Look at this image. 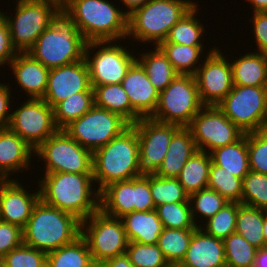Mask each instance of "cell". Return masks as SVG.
Segmentation results:
<instances>
[{
  "label": "cell",
  "instance_id": "cell-1",
  "mask_svg": "<svg viewBox=\"0 0 267 267\" xmlns=\"http://www.w3.org/2000/svg\"><path fill=\"white\" fill-rule=\"evenodd\" d=\"M43 176L38 187L45 204L73 214L81 221L100 210V191L96 190L92 173H44Z\"/></svg>",
  "mask_w": 267,
  "mask_h": 267
},
{
  "label": "cell",
  "instance_id": "cell-2",
  "mask_svg": "<svg viewBox=\"0 0 267 267\" xmlns=\"http://www.w3.org/2000/svg\"><path fill=\"white\" fill-rule=\"evenodd\" d=\"M86 44L73 18L60 8L27 53L52 69L83 60Z\"/></svg>",
  "mask_w": 267,
  "mask_h": 267
},
{
  "label": "cell",
  "instance_id": "cell-3",
  "mask_svg": "<svg viewBox=\"0 0 267 267\" xmlns=\"http://www.w3.org/2000/svg\"><path fill=\"white\" fill-rule=\"evenodd\" d=\"M92 174L98 191L110 183L143 175L139 164V139L133 124L92 152Z\"/></svg>",
  "mask_w": 267,
  "mask_h": 267
},
{
  "label": "cell",
  "instance_id": "cell-4",
  "mask_svg": "<svg viewBox=\"0 0 267 267\" xmlns=\"http://www.w3.org/2000/svg\"><path fill=\"white\" fill-rule=\"evenodd\" d=\"M81 236V220L75 215L45 204L41 199L23 228V243L46 253Z\"/></svg>",
  "mask_w": 267,
  "mask_h": 267
},
{
  "label": "cell",
  "instance_id": "cell-5",
  "mask_svg": "<svg viewBox=\"0 0 267 267\" xmlns=\"http://www.w3.org/2000/svg\"><path fill=\"white\" fill-rule=\"evenodd\" d=\"M73 18L87 42L124 41L128 15L108 0H70L63 8Z\"/></svg>",
  "mask_w": 267,
  "mask_h": 267
},
{
  "label": "cell",
  "instance_id": "cell-6",
  "mask_svg": "<svg viewBox=\"0 0 267 267\" xmlns=\"http://www.w3.org/2000/svg\"><path fill=\"white\" fill-rule=\"evenodd\" d=\"M192 0H150L128 16L127 39L158 46L195 4Z\"/></svg>",
  "mask_w": 267,
  "mask_h": 267
},
{
  "label": "cell",
  "instance_id": "cell-7",
  "mask_svg": "<svg viewBox=\"0 0 267 267\" xmlns=\"http://www.w3.org/2000/svg\"><path fill=\"white\" fill-rule=\"evenodd\" d=\"M204 107L194 75L177 77L159 93V101L152 119L188 127L193 117Z\"/></svg>",
  "mask_w": 267,
  "mask_h": 267
},
{
  "label": "cell",
  "instance_id": "cell-8",
  "mask_svg": "<svg viewBox=\"0 0 267 267\" xmlns=\"http://www.w3.org/2000/svg\"><path fill=\"white\" fill-rule=\"evenodd\" d=\"M14 16L2 12L8 22L11 42L17 52H27L46 30L60 9L45 0H16Z\"/></svg>",
  "mask_w": 267,
  "mask_h": 267
},
{
  "label": "cell",
  "instance_id": "cell-9",
  "mask_svg": "<svg viewBox=\"0 0 267 267\" xmlns=\"http://www.w3.org/2000/svg\"><path fill=\"white\" fill-rule=\"evenodd\" d=\"M128 47L122 46L118 41L87 42L84 58L89 68L92 88L123 81L128 69L136 61L134 51L129 52Z\"/></svg>",
  "mask_w": 267,
  "mask_h": 267
},
{
  "label": "cell",
  "instance_id": "cell-10",
  "mask_svg": "<svg viewBox=\"0 0 267 267\" xmlns=\"http://www.w3.org/2000/svg\"><path fill=\"white\" fill-rule=\"evenodd\" d=\"M81 236L88 244L95 265L126 254L129 243L121 219L101 210L81 221Z\"/></svg>",
  "mask_w": 267,
  "mask_h": 267
},
{
  "label": "cell",
  "instance_id": "cell-11",
  "mask_svg": "<svg viewBox=\"0 0 267 267\" xmlns=\"http://www.w3.org/2000/svg\"><path fill=\"white\" fill-rule=\"evenodd\" d=\"M217 107L244 133L264 130L267 86L233 85Z\"/></svg>",
  "mask_w": 267,
  "mask_h": 267
},
{
  "label": "cell",
  "instance_id": "cell-12",
  "mask_svg": "<svg viewBox=\"0 0 267 267\" xmlns=\"http://www.w3.org/2000/svg\"><path fill=\"white\" fill-rule=\"evenodd\" d=\"M45 163L44 173H92V151L82 147L64 130H58L35 151Z\"/></svg>",
  "mask_w": 267,
  "mask_h": 267
},
{
  "label": "cell",
  "instance_id": "cell-13",
  "mask_svg": "<svg viewBox=\"0 0 267 267\" xmlns=\"http://www.w3.org/2000/svg\"><path fill=\"white\" fill-rule=\"evenodd\" d=\"M130 125L121 115L93 106L63 130L82 147L93 152L120 135Z\"/></svg>",
  "mask_w": 267,
  "mask_h": 267
},
{
  "label": "cell",
  "instance_id": "cell-14",
  "mask_svg": "<svg viewBox=\"0 0 267 267\" xmlns=\"http://www.w3.org/2000/svg\"><path fill=\"white\" fill-rule=\"evenodd\" d=\"M11 112L8 128L36 150L59 129L54 121V108L43 99L26 98Z\"/></svg>",
  "mask_w": 267,
  "mask_h": 267
},
{
  "label": "cell",
  "instance_id": "cell-15",
  "mask_svg": "<svg viewBox=\"0 0 267 267\" xmlns=\"http://www.w3.org/2000/svg\"><path fill=\"white\" fill-rule=\"evenodd\" d=\"M198 150H212L238 141L245 133L217 106H204L187 127Z\"/></svg>",
  "mask_w": 267,
  "mask_h": 267
},
{
  "label": "cell",
  "instance_id": "cell-16",
  "mask_svg": "<svg viewBox=\"0 0 267 267\" xmlns=\"http://www.w3.org/2000/svg\"><path fill=\"white\" fill-rule=\"evenodd\" d=\"M208 50L194 76L202 104L217 106L233 88L232 67L219 47Z\"/></svg>",
  "mask_w": 267,
  "mask_h": 267
},
{
  "label": "cell",
  "instance_id": "cell-17",
  "mask_svg": "<svg viewBox=\"0 0 267 267\" xmlns=\"http://www.w3.org/2000/svg\"><path fill=\"white\" fill-rule=\"evenodd\" d=\"M139 139V164L143 174L155 173L163 163L172 136L181 128L151 117L133 124Z\"/></svg>",
  "mask_w": 267,
  "mask_h": 267
},
{
  "label": "cell",
  "instance_id": "cell-18",
  "mask_svg": "<svg viewBox=\"0 0 267 267\" xmlns=\"http://www.w3.org/2000/svg\"><path fill=\"white\" fill-rule=\"evenodd\" d=\"M80 92H93L85 58L66 66L50 69L47 90L42 99L54 108L67 97Z\"/></svg>",
  "mask_w": 267,
  "mask_h": 267
},
{
  "label": "cell",
  "instance_id": "cell-19",
  "mask_svg": "<svg viewBox=\"0 0 267 267\" xmlns=\"http://www.w3.org/2000/svg\"><path fill=\"white\" fill-rule=\"evenodd\" d=\"M36 189L38 191L31 190L29 193L30 190L28 191L16 178L0 180L1 220L23 229L40 200V190L38 187Z\"/></svg>",
  "mask_w": 267,
  "mask_h": 267
},
{
  "label": "cell",
  "instance_id": "cell-20",
  "mask_svg": "<svg viewBox=\"0 0 267 267\" xmlns=\"http://www.w3.org/2000/svg\"><path fill=\"white\" fill-rule=\"evenodd\" d=\"M121 85L128 95L131 107L142 118L151 117L158 105L159 92L137 61L128 69Z\"/></svg>",
  "mask_w": 267,
  "mask_h": 267
},
{
  "label": "cell",
  "instance_id": "cell-21",
  "mask_svg": "<svg viewBox=\"0 0 267 267\" xmlns=\"http://www.w3.org/2000/svg\"><path fill=\"white\" fill-rule=\"evenodd\" d=\"M34 151L8 127H0V180L11 179L13 173L15 175L24 170L27 172L28 168L32 167L30 162L32 156L35 157Z\"/></svg>",
  "mask_w": 267,
  "mask_h": 267
},
{
  "label": "cell",
  "instance_id": "cell-22",
  "mask_svg": "<svg viewBox=\"0 0 267 267\" xmlns=\"http://www.w3.org/2000/svg\"><path fill=\"white\" fill-rule=\"evenodd\" d=\"M19 88L29 98L42 99L47 90L49 70L27 52H18L9 63Z\"/></svg>",
  "mask_w": 267,
  "mask_h": 267
},
{
  "label": "cell",
  "instance_id": "cell-23",
  "mask_svg": "<svg viewBox=\"0 0 267 267\" xmlns=\"http://www.w3.org/2000/svg\"><path fill=\"white\" fill-rule=\"evenodd\" d=\"M181 262L190 267H224L226 261L223 240L210 236L197 227Z\"/></svg>",
  "mask_w": 267,
  "mask_h": 267
},
{
  "label": "cell",
  "instance_id": "cell-24",
  "mask_svg": "<svg viewBox=\"0 0 267 267\" xmlns=\"http://www.w3.org/2000/svg\"><path fill=\"white\" fill-rule=\"evenodd\" d=\"M197 150L190 130L187 127H181L172 136L163 163L155 174L161 177L176 178L185 163Z\"/></svg>",
  "mask_w": 267,
  "mask_h": 267
},
{
  "label": "cell",
  "instance_id": "cell-25",
  "mask_svg": "<svg viewBox=\"0 0 267 267\" xmlns=\"http://www.w3.org/2000/svg\"><path fill=\"white\" fill-rule=\"evenodd\" d=\"M121 221L129 242L157 244L163 224L156 210L133 211L122 216Z\"/></svg>",
  "mask_w": 267,
  "mask_h": 267
},
{
  "label": "cell",
  "instance_id": "cell-26",
  "mask_svg": "<svg viewBox=\"0 0 267 267\" xmlns=\"http://www.w3.org/2000/svg\"><path fill=\"white\" fill-rule=\"evenodd\" d=\"M100 210L121 218L134 211V178L108 184L100 191Z\"/></svg>",
  "mask_w": 267,
  "mask_h": 267
},
{
  "label": "cell",
  "instance_id": "cell-27",
  "mask_svg": "<svg viewBox=\"0 0 267 267\" xmlns=\"http://www.w3.org/2000/svg\"><path fill=\"white\" fill-rule=\"evenodd\" d=\"M231 59L233 85L267 86V55L249 52Z\"/></svg>",
  "mask_w": 267,
  "mask_h": 267
},
{
  "label": "cell",
  "instance_id": "cell-28",
  "mask_svg": "<svg viewBox=\"0 0 267 267\" xmlns=\"http://www.w3.org/2000/svg\"><path fill=\"white\" fill-rule=\"evenodd\" d=\"M94 106L117 113L130 124L142 117L131 107L128 95L121 83L93 87Z\"/></svg>",
  "mask_w": 267,
  "mask_h": 267
},
{
  "label": "cell",
  "instance_id": "cell-29",
  "mask_svg": "<svg viewBox=\"0 0 267 267\" xmlns=\"http://www.w3.org/2000/svg\"><path fill=\"white\" fill-rule=\"evenodd\" d=\"M209 154L214 164L241 179L251 171L248 159L247 133L238 141L216 148Z\"/></svg>",
  "mask_w": 267,
  "mask_h": 267
},
{
  "label": "cell",
  "instance_id": "cell-30",
  "mask_svg": "<svg viewBox=\"0 0 267 267\" xmlns=\"http://www.w3.org/2000/svg\"><path fill=\"white\" fill-rule=\"evenodd\" d=\"M151 51L137 53L141 57H136V61L145 70L151 84L160 93L163 91L178 75L173 65L168 60L162 50L155 46Z\"/></svg>",
  "mask_w": 267,
  "mask_h": 267
},
{
  "label": "cell",
  "instance_id": "cell-31",
  "mask_svg": "<svg viewBox=\"0 0 267 267\" xmlns=\"http://www.w3.org/2000/svg\"><path fill=\"white\" fill-rule=\"evenodd\" d=\"M211 163L210 154L200 150H197L185 163L176 178L189 196L207 188Z\"/></svg>",
  "mask_w": 267,
  "mask_h": 267
},
{
  "label": "cell",
  "instance_id": "cell-32",
  "mask_svg": "<svg viewBox=\"0 0 267 267\" xmlns=\"http://www.w3.org/2000/svg\"><path fill=\"white\" fill-rule=\"evenodd\" d=\"M86 240L79 236L70 244L47 253L46 267H94Z\"/></svg>",
  "mask_w": 267,
  "mask_h": 267
},
{
  "label": "cell",
  "instance_id": "cell-33",
  "mask_svg": "<svg viewBox=\"0 0 267 267\" xmlns=\"http://www.w3.org/2000/svg\"><path fill=\"white\" fill-rule=\"evenodd\" d=\"M199 5L196 3L183 17L171 28L168 37L161 43H176L189 46H204L205 27L201 18L198 19ZM203 39V40H202Z\"/></svg>",
  "mask_w": 267,
  "mask_h": 267
},
{
  "label": "cell",
  "instance_id": "cell-34",
  "mask_svg": "<svg viewBox=\"0 0 267 267\" xmlns=\"http://www.w3.org/2000/svg\"><path fill=\"white\" fill-rule=\"evenodd\" d=\"M265 210L238 203L235 233L245 238L253 247H265L263 220Z\"/></svg>",
  "mask_w": 267,
  "mask_h": 267
},
{
  "label": "cell",
  "instance_id": "cell-35",
  "mask_svg": "<svg viewBox=\"0 0 267 267\" xmlns=\"http://www.w3.org/2000/svg\"><path fill=\"white\" fill-rule=\"evenodd\" d=\"M158 47L166 55L178 74L195 75L202 64L203 60L201 58L204 57V46L160 43ZM199 60H201V63Z\"/></svg>",
  "mask_w": 267,
  "mask_h": 267
},
{
  "label": "cell",
  "instance_id": "cell-36",
  "mask_svg": "<svg viewBox=\"0 0 267 267\" xmlns=\"http://www.w3.org/2000/svg\"><path fill=\"white\" fill-rule=\"evenodd\" d=\"M94 106L93 92L75 93L54 107V121L59 130L83 116Z\"/></svg>",
  "mask_w": 267,
  "mask_h": 267
},
{
  "label": "cell",
  "instance_id": "cell-37",
  "mask_svg": "<svg viewBox=\"0 0 267 267\" xmlns=\"http://www.w3.org/2000/svg\"><path fill=\"white\" fill-rule=\"evenodd\" d=\"M194 230L163 228L157 245L168 263L181 262L183 260Z\"/></svg>",
  "mask_w": 267,
  "mask_h": 267
},
{
  "label": "cell",
  "instance_id": "cell-38",
  "mask_svg": "<svg viewBox=\"0 0 267 267\" xmlns=\"http://www.w3.org/2000/svg\"><path fill=\"white\" fill-rule=\"evenodd\" d=\"M207 188L217 191L229 202L241 203L243 179L234 176L226 169L214 164L210 165Z\"/></svg>",
  "mask_w": 267,
  "mask_h": 267
},
{
  "label": "cell",
  "instance_id": "cell-39",
  "mask_svg": "<svg viewBox=\"0 0 267 267\" xmlns=\"http://www.w3.org/2000/svg\"><path fill=\"white\" fill-rule=\"evenodd\" d=\"M150 191L155 208L166 203L189 202V195L177 178L150 173Z\"/></svg>",
  "mask_w": 267,
  "mask_h": 267
},
{
  "label": "cell",
  "instance_id": "cell-40",
  "mask_svg": "<svg viewBox=\"0 0 267 267\" xmlns=\"http://www.w3.org/2000/svg\"><path fill=\"white\" fill-rule=\"evenodd\" d=\"M228 202L229 201H227L217 191L210 188L201 189L198 192L192 193L189 196V203L191 207L192 218L196 226L199 227L201 220L204 219L207 221L213 217ZM197 216L198 218H196ZM199 218L201 220H199ZM196 219H198V221Z\"/></svg>",
  "mask_w": 267,
  "mask_h": 267
},
{
  "label": "cell",
  "instance_id": "cell-41",
  "mask_svg": "<svg viewBox=\"0 0 267 267\" xmlns=\"http://www.w3.org/2000/svg\"><path fill=\"white\" fill-rule=\"evenodd\" d=\"M225 261L229 267H253L257 250L245 238L232 233L223 239Z\"/></svg>",
  "mask_w": 267,
  "mask_h": 267
},
{
  "label": "cell",
  "instance_id": "cell-42",
  "mask_svg": "<svg viewBox=\"0 0 267 267\" xmlns=\"http://www.w3.org/2000/svg\"><path fill=\"white\" fill-rule=\"evenodd\" d=\"M237 213L238 202H228L213 217L205 221V224L203 222L199 227L206 234L223 240L230 234L235 233Z\"/></svg>",
  "mask_w": 267,
  "mask_h": 267
},
{
  "label": "cell",
  "instance_id": "cell-43",
  "mask_svg": "<svg viewBox=\"0 0 267 267\" xmlns=\"http://www.w3.org/2000/svg\"><path fill=\"white\" fill-rule=\"evenodd\" d=\"M164 228L196 229L189 202L166 203L155 208Z\"/></svg>",
  "mask_w": 267,
  "mask_h": 267
},
{
  "label": "cell",
  "instance_id": "cell-44",
  "mask_svg": "<svg viewBox=\"0 0 267 267\" xmlns=\"http://www.w3.org/2000/svg\"><path fill=\"white\" fill-rule=\"evenodd\" d=\"M241 204L267 211V174L250 171L243 178Z\"/></svg>",
  "mask_w": 267,
  "mask_h": 267
},
{
  "label": "cell",
  "instance_id": "cell-45",
  "mask_svg": "<svg viewBox=\"0 0 267 267\" xmlns=\"http://www.w3.org/2000/svg\"><path fill=\"white\" fill-rule=\"evenodd\" d=\"M126 255L135 267H167L169 264L157 244L129 242Z\"/></svg>",
  "mask_w": 267,
  "mask_h": 267
},
{
  "label": "cell",
  "instance_id": "cell-46",
  "mask_svg": "<svg viewBox=\"0 0 267 267\" xmlns=\"http://www.w3.org/2000/svg\"><path fill=\"white\" fill-rule=\"evenodd\" d=\"M250 170L267 174V130L247 133Z\"/></svg>",
  "mask_w": 267,
  "mask_h": 267
},
{
  "label": "cell",
  "instance_id": "cell-47",
  "mask_svg": "<svg viewBox=\"0 0 267 267\" xmlns=\"http://www.w3.org/2000/svg\"><path fill=\"white\" fill-rule=\"evenodd\" d=\"M47 253L24 243L9 251L3 261L5 267H46Z\"/></svg>",
  "mask_w": 267,
  "mask_h": 267
},
{
  "label": "cell",
  "instance_id": "cell-48",
  "mask_svg": "<svg viewBox=\"0 0 267 267\" xmlns=\"http://www.w3.org/2000/svg\"><path fill=\"white\" fill-rule=\"evenodd\" d=\"M155 204L150 191V173L134 178V211H151Z\"/></svg>",
  "mask_w": 267,
  "mask_h": 267
},
{
  "label": "cell",
  "instance_id": "cell-49",
  "mask_svg": "<svg viewBox=\"0 0 267 267\" xmlns=\"http://www.w3.org/2000/svg\"><path fill=\"white\" fill-rule=\"evenodd\" d=\"M23 244V229L0 220V257Z\"/></svg>",
  "mask_w": 267,
  "mask_h": 267
},
{
  "label": "cell",
  "instance_id": "cell-50",
  "mask_svg": "<svg viewBox=\"0 0 267 267\" xmlns=\"http://www.w3.org/2000/svg\"><path fill=\"white\" fill-rule=\"evenodd\" d=\"M17 53L11 42L8 22L0 10V67L3 68L6 64L9 65Z\"/></svg>",
  "mask_w": 267,
  "mask_h": 267
},
{
  "label": "cell",
  "instance_id": "cell-51",
  "mask_svg": "<svg viewBox=\"0 0 267 267\" xmlns=\"http://www.w3.org/2000/svg\"><path fill=\"white\" fill-rule=\"evenodd\" d=\"M253 24L254 34L253 38L255 41L256 51L262 54L267 55V14L265 12H256L252 14V17L249 19Z\"/></svg>",
  "mask_w": 267,
  "mask_h": 267
},
{
  "label": "cell",
  "instance_id": "cell-52",
  "mask_svg": "<svg viewBox=\"0 0 267 267\" xmlns=\"http://www.w3.org/2000/svg\"><path fill=\"white\" fill-rule=\"evenodd\" d=\"M11 84L9 83H1L0 82V127H8L9 122L11 120V97L12 90L10 88ZM10 109V110H9ZM9 111V113H8Z\"/></svg>",
  "mask_w": 267,
  "mask_h": 267
},
{
  "label": "cell",
  "instance_id": "cell-53",
  "mask_svg": "<svg viewBox=\"0 0 267 267\" xmlns=\"http://www.w3.org/2000/svg\"><path fill=\"white\" fill-rule=\"evenodd\" d=\"M100 267H135L126 254L105 260Z\"/></svg>",
  "mask_w": 267,
  "mask_h": 267
},
{
  "label": "cell",
  "instance_id": "cell-54",
  "mask_svg": "<svg viewBox=\"0 0 267 267\" xmlns=\"http://www.w3.org/2000/svg\"><path fill=\"white\" fill-rule=\"evenodd\" d=\"M121 4L123 2L124 7L126 6V9L124 12L129 16L134 10H136L139 7L144 6L147 4L150 0H120Z\"/></svg>",
  "mask_w": 267,
  "mask_h": 267
},
{
  "label": "cell",
  "instance_id": "cell-55",
  "mask_svg": "<svg viewBox=\"0 0 267 267\" xmlns=\"http://www.w3.org/2000/svg\"><path fill=\"white\" fill-rule=\"evenodd\" d=\"M253 267H267V247L257 250Z\"/></svg>",
  "mask_w": 267,
  "mask_h": 267
},
{
  "label": "cell",
  "instance_id": "cell-56",
  "mask_svg": "<svg viewBox=\"0 0 267 267\" xmlns=\"http://www.w3.org/2000/svg\"><path fill=\"white\" fill-rule=\"evenodd\" d=\"M246 2L250 3L253 13L264 12L267 9V0H246Z\"/></svg>",
  "mask_w": 267,
  "mask_h": 267
},
{
  "label": "cell",
  "instance_id": "cell-57",
  "mask_svg": "<svg viewBox=\"0 0 267 267\" xmlns=\"http://www.w3.org/2000/svg\"><path fill=\"white\" fill-rule=\"evenodd\" d=\"M263 236H264V240H265V247H267V211L264 213Z\"/></svg>",
  "mask_w": 267,
  "mask_h": 267
},
{
  "label": "cell",
  "instance_id": "cell-58",
  "mask_svg": "<svg viewBox=\"0 0 267 267\" xmlns=\"http://www.w3.org/2000/svg\"><path fill=\"white\" fill-rule=\"evenodd\" d=\"M56 4L59 8H64L70 0H45Z\"/></svg>",
  "mask_w": 267,
  "mask_h": 267
},
{
  "label": "cell",
  "instance_id": "cell-59",
  "mask_svg": "<svg viewBox=\"0 0 267 267\" xmlns=\"http://www.w3.org/2000/svg\"><path fill=\"white\" fill-rule=\"evenodd\" d=\"M167 267H190V266L185 265L182 262H173V263H169Z\"/></svg>",
  "mask_w": 267,
  "mask_h": 267
},
{
  "label": "cell",
  "instance_id": "cell-60",
  "mask_svg": "<svg viewBox=\"0 0 267 267\" xmlns=\"http://www.w3.org/2000/svg\"><path fill=\"white\" fill-rule=\"evenodd\" d=\"M264 130H267V111H266V116L264 119Z\"/></svg>",
  "mask_w": 267,
  "mask_h": 267
},
{
  "label": "cell",
  "instance_id": "cell-61",
  "mask_svg": "<svg viewBox=\"0 0 267 267\" xmlns=\"http://www.w3.org/2000/svg\"><path fill=\"white\" fill-rule=\"evenodd\" d=\"M0 267H5V264H4V261H3V258L0 257Z\"/></svg>",
  "mask_w": 267,
  "mask_h": 267
}]
</instances>
